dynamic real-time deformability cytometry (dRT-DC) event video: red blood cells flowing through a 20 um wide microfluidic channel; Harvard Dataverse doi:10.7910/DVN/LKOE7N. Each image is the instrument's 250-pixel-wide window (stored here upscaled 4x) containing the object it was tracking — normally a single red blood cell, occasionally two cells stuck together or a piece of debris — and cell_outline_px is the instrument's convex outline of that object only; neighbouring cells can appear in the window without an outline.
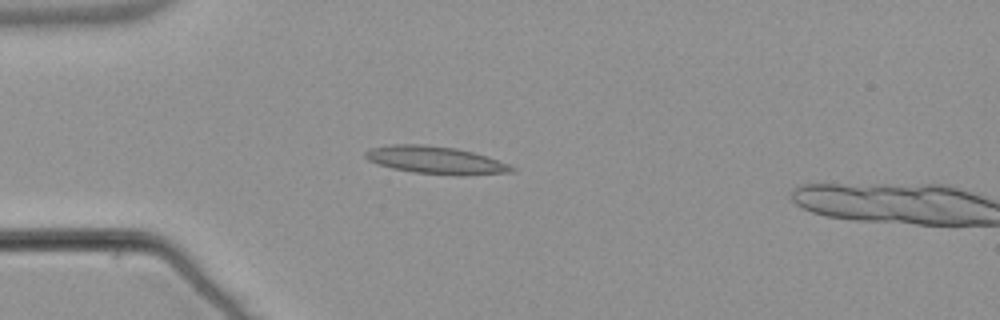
{"species": "common noctule bat (a hibernating species)", "species_latin": "Nyctalus noctula", "temperature_condition": "warm", "stored_images_in_passage": 17, "camera_frame_rate_fps": 3000, "um_per_image_px": 0.085, "animal": {"sex": "male", "body_mass_g": 21.5, "forearm_length_mm": 52.0}, "frame": {"image": 1, "passage_image": 15, "time_ms": 4.667, "image_size_px": [1000, 320], "cell_outline_px": [[516, 172], [464, 176], [452, 176], [412, 172], [392, 168], [376, 164], [368, 160], [364, 156], [364, 152], [372, 148], [392, 144], [424, 144], [456, 148], [472, 152], [508, 164], [516, 168]], "centroid_in_image_um": [37.03, 13.63], "position_along_channel_um": 48.0, "area_um2": 23.76}}